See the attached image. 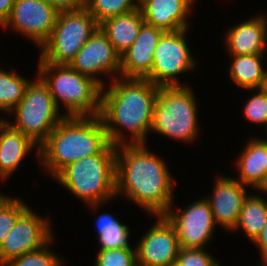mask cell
<instances>
[{
    "mask_svg": "<svg viewBox=\"0 0 267 266\" xmlns=\"http://www.w3.org/2000/svg\"><path fill=\"white\" fill-rule=\"evenodd\" d=\"M105 92L102 88L100 118L109 142L120 148L126 144H145L147 133L152 128L154 104L159 86L148 79L116 78ZM113 124V125H112ZM127 129L131 142L124 140V133L117 127Z\"/></svg>",
    "mask_w": 267,
    "mask_h": 266,
    "instance_id": "1",
    "label": "cell"
},
{
    "mask_svg": "<svg viewBox=\"0 0 267 266\" xmlns=\"http://www.w3.org/2000/svg\"><path fill=\"white\" fill-rule=\"evenodd\" d=\"M144 144H126L116 152V195L124 194L154 216L172 207L173 182L165 161Z\"/></svg>",
    "mask_w": 267,
    "mask_h": 266,
    "instance_id": "2",
    "label": "cell"
},
{
    "mask_svg": "<svg viewBox=\"0 0 267 266\" xmlns=\"http://www.w3.org/2000/svg\"><path fill=\"white\" fill-rule=\"evenodd\" d=\"M109 144L100 116H65L39 147V157L55 177L68 164L100 154Z\"/></svg>",
    "mask_w": 267,
    "mask_h": 266,
    "instance_id": "3",
    "label": "cell"
},
{
    "mask_svg": "<svg viewBox=\"0 0 267 266\" xmlns=\"http://www.w3.org/2000/svg\"><path fill=\"white\" fill-rule=\"evenodd\" d=\"M116 152L111 143L100 153L64 167L55 178L88 206L96 208L116 196Z\"/></svg>",
    "mask_w": 267,
    "mask_h": 266,
    "instance_id": "4",
    "label": "cell"
},
{
    "mask_svg": "<svg viewBox=\"0 0 267 266\" xmlns=\"http://www.w3.org/2000/svg\"><path fill=\"white\" fill-rule=\"evenodd\" d=\"M38 68V77L48 87L57 107L60 100L65 105V116L100 115L102 87L96 81L67 64L39 62Z\"/></svg>",
    "mask_w": 267,
    "mask_h": 266,
    "instance_id": "5",
    "label": "cell"
},
{
    "mask_svg": "<svg viewBox=\"0 0 267 266\" xmlns=\"http://www.w3.org/2000/svg\"><path fill=\"white\" fill-rule=\"evenodd\" d=\"M197 123L196 99L186 84L159 86L154 104L153 132L192 142L197 137Z\"/></svg>",
    "mask_w": 267,
    "mask_h": 266,
    "instance_id": "6",
    "label": "cell"
},
{
    "mask_svg": "<svg viewBox=\"0 0 267 266\" xmlns=\"http://www.w3.org/2000/svg\"><path fill=\"white\" fill-rule=\"evenodd\" d=\"M10 112L15 113L16 122H7L13 129L30 138L39 147L65 117L59 112L48 87L38 78L30 81L19 104Z\"/></svg>",
    "mask_w": 267,
    "mask_h": 266,
    "instance_id": "7",
    "label": "cell"
},
{
    "mask_svg": "<svg viewBox=\"0 0 267 266\" xmlns=\"http://www.w3.org/2000/svg\"><path fill=\"white\" fill-rule=\"evenodd\" d=\"M98 27L85 7L60 11L51 36L41 46L39 62L69 65Z\"/></svg>",
    "mask_w": 267,
    "mask_h": 266,
    "instance_id": "8",
    "label": "cell"
},
{
    "mask_svg": "<svg viewBox=\"0 0 267 266\" xmlns=\"http://www.w3.org/2000/svg\"><path fill=\"white\" fill-rule=\"evenodd\" d=\"M186 30L164 32L153 55V68L146 78L158 86L184 85L176 78L180 73L192 70L195 59L187 46Z\"/></svg>",
    "mask_w": 267,
    "mask_h": 266,
    "instance_id": "9",
    "label": "cell"
},
{
    "mask_svg": "<svg viewBox=\"0 0 267 266\" xmlns=\"http://www.w3.org/2000/svg\"><path fill=\"white\" fill-rule=\"evenodd\" d=\"M49 225L47 219L37 216L28 208L0 246V266L46 245L53 238Z\"/></svg>",
    "mask_w": 267,
    "mask_h": 266,
    "instance_id": "10",
    "label": "cell"
},
{
    "mask_svg": "<svg viewBox=\"0 0 267 266\" xmlns=\"http://www.w3.org/2000/svg\"><path fill=\"white\" fill-rule=\"evenodd\" d=\"M59 11L46 0H15L13 9L2 25L30 37L42 46L51 36Z\"/></svg>",
    "mask_w": 267,
    "mask_h": 266,
    "instance_id": "11",
    "label": "cell"
},
{
    "mask_svg": "<svg viewBox=\"0 0 267 266\" xmlns=\"http://www.w3.org/2000/svg\"><path fill=\"white\" fill-rule=\"evenodd\" d=\"M164 216L175 228L180 248H204L213 236L216 224L207 198L182 212L174 213L170 207Z\"/></svg>",
    "mask_w": 267,
    "mask_h": 266,
    "instance_id": "12",
    "label": "cell"
},
{
    "mask_svg": "<svg viewBox=\"0 0 267 266\" xmlns=\"http://www.w3.org/2000/svg\"><path fill=\"white\" fill-rule=\"evenodd\" d=\"M157 218L135 248L138 266H172L177 261L180 245L175 228L164 215Z\"/></svg>",
    "mask_w": 267,
    "mask_h": 266,
    "instance_id": "13",
    "label": "cell"
},
{
    "mask_svg": "<svg viewBox=\"0 0 267 266\" xmlns=\"http://www.w3.org/2000/svg\"><path fill=\"white\" fill-rule=\"evenodd\" d=\"M69 65L79 73L92 78L103 89L104 84L98 73L120 75V55L100 27L91 35L84 46L78 51Z\"/></svg>",
    "mask_w": 267,
    "mask_h": 266,
    "instance_id": "14",
    "label": "cell"
},
{
    "mask_svg": "<svg viewBox=\"0 0 267 266\" xmlns=\"http://www.w3.org/2000/svg\"><path fill=\"white\" fill-rule=\"evenodd\" d=\"M163 30L144 23L133 44L120 56L123 78L146 79L153 68V55Z\"/></svg>",
    "mask_w": 267,
    "mask_h": 266,
    "instance_id": "15",
    "label": "cell"
},
{
    "mask_svg": "<svg viewBox=\"0 0 267 266\" xmlns=\"http://www.w3.org/2000/svg\"><path fill=\"white\" fill-rule=\"evenodd\" d=\"M213 196L207 201L215 224L226 230H235L245 198L249 195L245 185L230 177L217 178Z\"/></svg>",
    "mask_w": 267,
    "mask_h": 266,
    "instance_id": "16",
    "label": "cell"
},
{
    "mask_svg": "<svg viewBox=\"0 0 267 266\" xmlns=\"http://www.w3.org/2000/svg\"><path fill=\"white\" fill-rule=\"evenodd\" d=\"M194 0H138L146 24L164 32L188 29L186 16Z\"/></svg>",
    "mask_w": 267,
    "mask_h": 266,
    "instance_id": "17",
    "label": "cell"
},
{
    "mask_svg": "<svg viewBox=\"0 0 267 266\" xmlns=\"http://www.w3.org/2000/svg\"><path fill=\"white\" fill-rule=\"evenodd\" d=\"M263 17H254L228 30L225 40L230 55L264 53L267 44V20Z\"/></svg>",
    "mask_w": 267,
    "mask_h": 266,
    "instance_id": "18",
    "label": "cell"
},
{
    "mask_svg": "<svg viewBox=\"0 0 267 266\" xmlns=\"http://www.w3.org/2000/svg\"><path fill=\"white\" fill-rule=\"evenodd\" d=\"M37 145L0 119V177L5 180L18 168L25 155Z\"/></svg>",
    "mask_w": 267,
    "mask_h": 266,
    "instance_id": "19",
    "label": "cell"
},
{
    "mask_svg": "<svg viewBox=\"0 0 267 266\" xmlns=\"http://www.w3.org/2000/svg\"><path fill=\"white\" fill-rule=\"evenodd\" d=\"M144 23L138 7L131 12L106 19L99 27L121 56L133 44Z\"/></svg>",
    "mask_w": 267,
    "mask_h": 266,
    "instance_id": "20",
    "label": "cell"
},
{
    "mask_svg": "<svg viewBox=\"0 0 267 266\" xmlns=\"http://www.w3.org/2000/svg\"><path fill=\"white\" fill-rule=\"evenodd\" d=\"M239 182L257 189L267 172V139H251L237 160Z\"/></svg>",
    "mask_w": 267,
    "mask_h": 266,
    "instance_id": "21",
    "label": "cell"
},
{
    "mask_svg": "<svg viewBox=\"0 0 267 266\" xmlns=\"http://www.w3.org/2000/svg\"><path fill=\"white\" fill-rule=\"evenodd\" d=\"M230 56L233 62L229 74L233 82L244 89L257 90L265 72L261 64L263 54Z\"/></svg>",
    "mask_w": 267,
    "mask_h": 266,
    "instance_id": "22",
    "label": "cell"
},
{
    "mask_svg": "<svg viewBox=\"0 0 267 266\" xmlns=\"http://www.w3.org/2000/svg\"><path fill=\"white\" fill-rule=\"evenodd\" d=\"M267 223V201L261 196L250 195L244 200L235 230L241 227L254 242Z\"/></svg>",
    "mask_w": 267,
    "mask_h": 266,
    "instance_id": "23",
    "label": "cell"
},
{
    "mask_svg": "<svg viewBox=\"0 0 267 266\" xmlns=\"http://www.w3.org/2000/svg\"><path fill=\"white\" fill-rule=\"evenodd\" d=\"M30 81L15 73L0 69V110L12 111L22 100Z\"/></svg>",
    "mask_w": 267,
    "mask_h": 266,
    "instance_id": "24",
    "label": "cell"
},
{
    "mask_svg": "<svg viewBox=\"0 0 267 266\" xmlns=\"http://www.w3.org/2000/svg\"><path fill=\"white\" fill-rule=\"evenodd\" d=\"M86 0L85 8L100 24L108 18L133 11L138 8V0Z\"/></svg>",
    "mask_w": 267,
    "mask_h": 266,
    "instance_id": "25",
    "label": "cell"
},
{
    "mask_svg": "<svg viewBox=\"0 0 267 266\" xmlns=\"http://www.w3.org/2000/svg\"><path fill=\"white\" fill-rule=\"evenodd\" d=\"M28 209V206L18 198H12L0 193V246L7 238V233L14 227L18 218Z\"/></svg>",
    "mask_w": 267,
    "mask_h": 266,
    "instance_id": "26",
    "label": "cell"
},
{
    "mask_svg": "<svg viewBox=\"0 0 267 266\" xmlns=\"http://www.w3.org/2000/svg\"><path fill=\"white\" fill-rule=\"evenodd\" d=\"M53 240L52 238L46 245L38 250L25 253L22 256L12 259L5 266H62L61 259L47 248L49 243L51 244Z\"/></svg>",
    "mask_w": 267,
    "mask_h": 266,
    "instance_id": "27",
    "label": "cell"
},
{
    "mask_svg": "<svg viewBox=\"0 0 267 266\" xmlns=\"http://www.w3.org/2000/svg\"><path fill=\"white\" fill-rule=\"evenodd\" d=\"M98 229L100 250L131 247L128 242L129 229L127 225L96 227Z\"/></svg>",
    "mask_w": 267,
    "mask_h": 266,
    "instance_id": "28",
    "label": "cell"
},
{
    "mask_svg": "<svg viewBox=\"0 0 267 266\" xmlns=\"http://www.w3.org/2000/svg\"><path fill=\"white\" fill-rule=\"evenodd\" d=\"M95 266H138L136 250L129 248L99 250Z\"/></svg>",
    "mask_w": 267,
    "mask_h": 266,
    "instance_id": "29",
    "label": "cell"
},
{
    "mask_svg": "<svg viewBox=\"0 0 267 266\" xmlns=\"http://www.w3.org/2000/svg\"><path fill=\"white\" fill-rule=\"evenodd\" d=\"M180 266H218L204 248H180L176 261Z\"/></svg>",
    "mask_w": 267,
    "mask_h": 266,
    "instance_id": "30",
    "label": "cell"
},
{
    "mask_svg": "<svg viewBox=\"0 0 267 266\" xmlns=\"http://www.w3.org/2000/svg\"><path fill=\"white\" fill-rule=\"evenodd\" d=\"M243 112L249 121L264 124L267 129V95L259 88L258 93L247 101Z\"/></svg>",
    "mask_w": 267,
    "mask_h": 266,
    "instance_id": "31",
    "label": "cell"
},
{
    "mask_svg": "<svg viewBox=\"0 0 267 266\" xmlns=\"http://www.w3.org/2000/svg\"><path fill=\"white\" fill-rule=\"evenodd\" d=\"M50 5H53L59 12L78 10L84 8L86 0H46Z\"/></svg>",
    "mask_w": 267,
    "mask_h": 266,
    "instance_id": "32",
    "label": "cell"
},
{
    "mask_svg": "<svg viewBox=\"0 0 267 266\" xmlns=\"http://www.w3.org/2000/svg\"><path fill=\"white\" fill-rule=\"evenodd\" d=\"M254 243L260 248L263 262H267V223Z\"/></svg>",
    "mask_w": 267,
    "mask_h": 266,
    "instance_id": "33",
    "label": "cell"
},
{
    "mask_svg": "<svg viewBox=\"0 0 267 266\" xmlns=\"http://www.w3.org/2000/svg\"><path fill=\"white\" fill-rule=\"evenodd\" d=\"M124 225L121 224L113 215L108 213H103L98 216L96 221V227H108V226H117Z\"/></svg>",
    "mask_w": 267,
    "mask_h": 266,
    "instance_id": "34",
    "label": "cell"
},
{
    "mask_svg": "<svg viewBox=\"0 0 267 266\" xmlns=\"http://www.w3.org/2000/svg\"><path fill=\"white\" fill-rule=\"evenodd\" d=\"M15 0H0V24L3 25L13 9Z\"/></svg>",
    "mask_w": 267,
    "mask_h": 266,
    "instance_id": "35",
    "label": "cell"
},
{
    "mask_svg": "<svg viewBox=\"0 0 267 266\" xmlns=\"http://www.w3.org/2000/svg\"><path fill=\"white\" fill-rule=\"evenodd\" d=\"M259 89L267 95V70H265Z\"/></svg>",
    "mask_w": 267,
    "mask_h": 266,
    "instance_id": "36",
    "label": "cell"
},
{
    "mask_svg": "<svg viewBox=\"0 0 267 266\" xmlns=\"http://www.w3.org/2000/svg\"><path fill=\"white\" fill-rule=\"evenodd\" d=\"M260 191L267 192V172L261 185L257 188Z\"/></svg>",
    "mask_w": 267,
    "mask_h": 266,
    "instance_id": "37",
    "label": "cell"
},
{
    "mask_svg": "<svg viewBox=\"0 0 267 266\" xmlns=\"http://www.w3.org/2000/svg\"><path fill=\"white\" fill-rule=\"evenodd\" d=\"M172 266H180V265L176 262Z\"/></svg>",
    "mask_w": 267,
    "mask_h": 266,
    "instance_id": "38",
    "label": "cell"
},
{
    "mask_svg": "<svg viewBox=\"0 0 267 266\" xmlns=\"http://www.w3.org/2000/svg\"><path fill=\"white\" fill-rule=\"evenodd\" d=\"M262 266H267V262H263Z\"/></svg>",
    "mask_w": 267,
    "mask_h": 266,
    "instance_id": "39",
    "label": "cell"
}]
</instances>
